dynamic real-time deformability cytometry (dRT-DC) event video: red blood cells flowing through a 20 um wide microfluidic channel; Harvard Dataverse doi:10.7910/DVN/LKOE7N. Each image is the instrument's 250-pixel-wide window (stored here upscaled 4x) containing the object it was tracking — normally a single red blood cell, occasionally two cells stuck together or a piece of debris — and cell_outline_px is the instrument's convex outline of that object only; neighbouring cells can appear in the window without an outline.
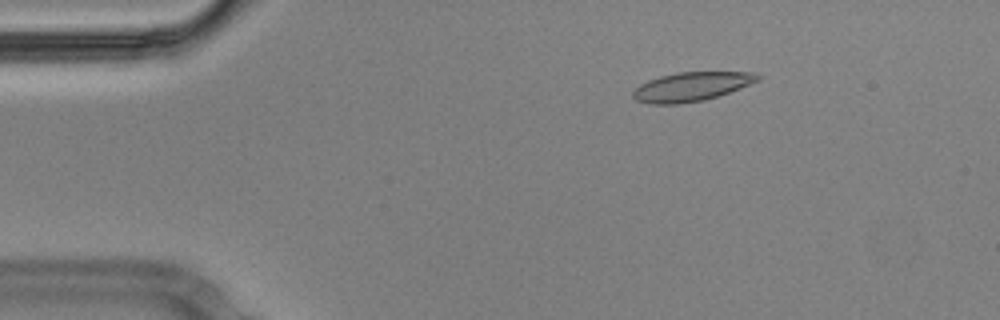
{"species": "Egyptian fruit bat (a non-hibernating species)", "species_latin": "Rousettus aegyptiacus", "temperature_condition": "cold", "stored_images_in_passage": 56, "camera_frame_rate_fps": 3000, "um_per_image_px": 0.085, "animal": {"sex": "male"}, "frame": {"image": 1, "passage_image": 9, "time_ms": 2.667, "image_size_px": [1000, 320], "cell_outline_px": [[760, 80], [728, 92], [704, 100], [680, 104], [648, 104], [636, 100], [632, 96], [632, 92], [640, 84], [648, 80], [660, 76], [676, 72], [756, 72], [760, 76]], "centroid_in_image_um": [58.73, 7.36], "position_along_channel_um": 26.3, "area_um2": 21.04}}
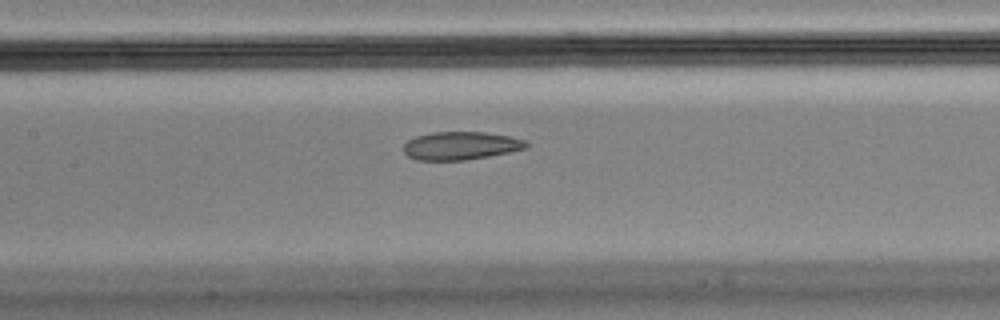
{"frame": {"image": 2, "passage_image": 26, "time_ms": 8.333, "image_size_px": [1000, 320], "cell_outline_px": [[528, 148], [488, 156], [464, 160], [416, 160], [408, 156], [404, 152], [404, 144], [408, 140], [416, 136], [432, 132], [484, 132], [508, 136], [524, 140], [528, 144]], "centroid_in_image_um": [39.14, 12.38], "position_along_channel_um": 168.3, "area_um2": 19.94}}
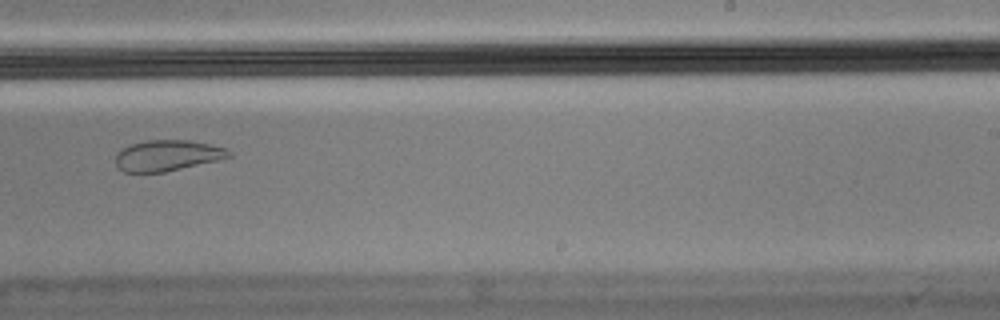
{"frame": {"image": 3, "passage_image": 35, "time_ms": 11.333, "image_size_px": [1000, 320], "cell_outline_px": [[232, 156], [220, 160], [164, 172], [124, 172], [116, 164], [116, 152], [132, 144], [148, 140], [188, 140], [228, 148], [232, 152]], "centroid_in_image_um": [14.27, 13.22], "position_along_channel_um": 274.7, "area_um2": 20.35}, "authors_computed_cell_mechanics": {"area_um2": 21.7906, "velocity_mm_per_s": 3.5599, "shape_relaxation_time_tau1_ms": null, "shape_relaxation_time_tau2_ms": 1.8496, "deformation_change_tau1": null, "deformation_change_tau2": 0.0715}}